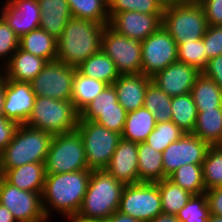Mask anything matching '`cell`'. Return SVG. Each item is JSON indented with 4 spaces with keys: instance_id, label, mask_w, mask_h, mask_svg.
<instances>
[{
    "instance_id": "1",
    "label": "cell",
    "mask_w": 222,
    "mask_h": 222,
    "mask_svg": "<svg viewBox=\"0 0 222 222\" xmlns=\"http://www.w3.org/2000/svg\"><path fill=\"white\" fill-rule=\"evenodd\" d=\"M91 171L84 169L70 173L46 174L41 197L47 219L51 212L49 207L62 213L64 217L78 214L87 192Z\"/></svg>"
},
{
    "instance_id": "2",
    "label": "cell",
    "mask_w": 222,
    "mask_h": 222,
    "mask_svg": "<svg viewBox=\"0 0 222 222\" xmlns=\"http://www.w3.org/2000/svg\"><path fill=\"white\" fill-rule=\"evenodd\" d=\"M104 24L71 17L57 39L58 61L77 68L101 50Z\"/></svg>"
},
{
    "instance_id": "3",
    "label": "cell",
    "mask_w": 222,
    "mask_h": 222,
    "mask_svg": "<svg viewBox=\"0 0 222 222\" xmlns=\"http://www.w3.org/2000/svg\"><path fill=\"white\" fill-rule=\"evenodd\" d=\"M124 184L103 170H92L87 192L78 216L96 222H105L119 210Z\"/></svg>"
},
{
    "instance_id": "4",
    "label": "cell",
    "mask_w": 222,
    "mask_h": 222,
    "mask_svg": "<svg viewBox=\"0 0 222 222\" xmlns=\"http://www.w3.org/2000/svg\"><path fill=\"white\" fill-rule=\"evenodd\" d=\"M53 134L26 124L19 125L13 139L0 152V173L29 163H45Z\"/></svg>"
},
{
    "instance_id": "5",
    "label": "cell",
    "mask_w": 222,
    "mask_h": 222,
    "mask_svg": "<svg viewBox=\"0 0 222 222\" xmlns=\"http://www.w3.org/2000/svg\"><path fill=\"white\" fill-rule=\"evenodd\" d=\"M162 26L176 44H183L202 39L209 25L201 4L186 1L164 8Z\"/></svg>"
},
{
    "instance_id": "6",
    "label": "cell",
    "mask_w": 222,
    "mask_h": 222,
    "mask_svg": "<svg viewBox=\"0 0 222 222\" xmlns=\"http://www.w3.org/2000/svg\"><path fill=\"white\" fill-rule=\"evenodd\" d=\"M78 119L79 113L71 100L36 96L26 125L55 135L76 130Z\"/></svg>"
},
{
    "instance_id": "7",
    "label": "cell",
    "mask_w": 222,
    "mask_h": 222,
    "mask_svg": "<svg viewBox=\"0 0 222 222\" xmlns=\"http://www.w3.org/2000/svg\"><path fill=\"white\" fill-rule=\"evenodd\" d=\"M88 169L84 143L77 130L55 134L45 161L46 174L70 173Z\"/></svg>"
},
{
    "instance_id": "8",
    "label": "cell",
    "mask_w": 222,
    "mask_h": 222,
    "mask_svg": "<svg viewBox=\"0 0 222 222\" xmlns=\"http://www.w3.org/2000/svg\"><path fill=\"white\" fill-rule=\"evenodd\" d=\"M76 130L84 143L88 169H105L116 150L121 134L88 120H78Z\"/></svg>"
},
{
    "instance_id": "9",
    "label": "cell",
    "mask_w": 222,
    "mask_h": 222,
    "mask_svg": "<svg viewBox=\"0 0 222 222\" xmlns=\"http://www.w3.org/2000/svg\"><path fill=\"white\" fill-rule=\"evenodd\" d=\"M119 212L142 222H149L162 213V201L157 183L140 182L125 185Z\"/></svg>"
},
{
    "instance_id": "10",
    "label": "cell",
    "mask_w": 222,
    "mask_h": 222,
    "mask_svg": "<svg viewBox=\"0 0 222 222\" xmlns=\"http://www.w3.org/2000/svg\"><path fill=\"white\" fill-rule=\"evenodd\" d=\"M101 50L112 59L120 74L142 73L141 41L138 39L125 37L105 25Z\"/></svg>"
},
{
    "instance_id": "11",
    "label": "cell",
    "mask_w": 222,
    "mask_h": 222,
    "mask_svg": "<svg viewBox=\"0 0 222 222\" xmlns=\"http://www.w3.org/2000/svg\"><path fill=\"white\" fill-rule=\"evenodd\" d=\"M141 53L142 74L150 78L178 61L177 44L162 25L141 41Z\"/></svg>"
},
{
    "instance_id": "12",
    "label": "cell",
    "mask_w": 222,
    "mask_h": 222,
    "mask_svg": "<svg viewBox=\"0 0 222 222\" xmlns=\"http://www.w3.org/2000/svg\"><path fill=\"white\" fill-rule=\"evenodd\" d=\"M77 68L58 60L47 62L42 71L30 82L36 96L71 100L73 78Z\"/></svg>"
},
{
    "instance_id": "13",
    "label": "cell",
    "mask_w": 222,
    "mask_h": 222,
    "mask_svg": "<svg viewBox=\"0 0 222 222\" xmlns=\"http://www.w3.org/2000/svg\"><path fill=\"white\" fill-rule=\"evenodd\" d=\"M42 192L23 191L0 177V204L6 207L17 222H46Z\"/></svg>"
},
{
    "instance_id": "14",
    "label": "cell",
    "mask_w": 222,
    "mask_h": 222,
    "mask_svg": "<svg viewBox=\"0 0 222 222\" xmlns=\"http://www.w3.org/2000/svg\"><path fill=\"white\" fill-rule=\"evenodd\" d=\"M209 147L210 145L198 136L185 133L162 152L164 175L168 178L185 164L202 165Z\"/></svg>"
},
{
    "instance_id": "15",
    "label": "cell",
    "mask_w": 222,
    "mask_h": 222,
    "mask_svg": "<svg viewBox=\"0 0 222 222\" xmlns=\"http://www.w3.org/2000/svg\"><path fill=\"white\" fill-rule=\"evenodd\" d=\"M36 94L30 82L7 80L5 83L4 115L18 125L26 124L34 106Z\"/></svg>"
},
{
    "instance_id": "16",
    "label": "cell",
    "mask_w": 222,
    "mask_h": 222,
    "mask_svg": "<svg viewBox=\"0 0 222 222\" xmlns=\"http://www.w3.org/2000/svg\"><path fill=\"white\" fill-rule=\"evenodd\" d=\"M5 2L0 15L19 38L39 28L41 10L38 0H6Z\"/></svg>"
},
{
    "instance_id": "17",
    "label": "cell",
    "mask_w": 222,
    "mask_h": 222,
    "mask_svg": "<svg viewBox=\"0 0 222 222\" xmlns=\"http://www.w3.org/2000/svg\"><path fill=\"white\" fill-rule=\"evenodd\" d=\"M200 74L197 68L176 61L152 77V82L170 97H177L190 93Z\"/></svg>"
},
{
    "instance_id": "18",
    "label": "cell",
    "mask_w": 222,
    "mask_h": 222,
    "mask_svg": "<svg viewBox=\"0 0 222 222\" xmlns=\"http://www.w3.org/2000/svg\"><path fill=\"white\" fill-rule=\"evenodd\" d=\"M162 15L137 11L116 13L110 19L109 26L125 37L144 41L162 25Z\"/></svg>"
},
{
    "instance_id": "19",
    "label": "cell",
    "mask_w": 222,
    "mask_h": 222,
    "mask_svg": "<svg viewBox=\"0 0 222 222\" xmlns=\"http://www.w3.org/2000/svg\"><path fill=\"white\" fill-rule=\"evenodd\" d=\"M105 170L124 185L138 184V143L121 138Z\"/></svg>"
},
{
    "instance_id": "20",
    "label": "cell",
    "mask_w": 222,
    "mask_h": 222,
    "mask_svg": "<svg viewBox=\"0 0 222 222\" xmlns=\"http://www.w3.org/2000/svg\"><path fill=\"white\" fill-rule=\"evenodd\" d=\"M151 82L152 78L142 73L120 74L113 82L118 102L127 113L144 106L145 92Z\"/></svg>"
},
{
    "instance_id": "21",
    "label": "cell",
    "mask_w": 222,
    "mask_h": 222,
    "mask_svg": "<svg viewBox=\"0 0 222 222\" xmlns=\"http://www.w3.org/2000/svg\"><path fill=\"white\" fill-rule=\"evenodd\" d=\"M47 60L22 50L20 47L8 62L5 61V71L1 74L7 80L31 82L47 64Z\"/></svg>"
},
{
    "instance_id": "22",
    "label": "cell",
    "mask_w": 222,
    "mask_h": 222,
    "mask_svg": "<svg viewBox=\"0 0 222 222\" xmlns=\"http://www.w3.org/2000/svg\"><path fill=\"white\" fill-rule=\"evenodd\" d=\"M45 163H29L8 169L2 177L11 185L30 192H42L45 182Z\"/></svg>"
},
{
    "instance_id": "23",
    "label": "cell",
    "mask_w": 222,
    "mask_h": 222,
    "mask_svg": "<svg viewBox=\"0 0 222 222\" xmlns=\"http://www.w3.org/2000/svg\"><path fill=\"white\" fill-rule=\"evenodd\" d=\"M38 3L41 10L39 28L58 39L72 17L67 0H38Z\"/></svg>"
},
{
    "instance_id": "24",
    "label": "cell",
    "mask_w": 222,
    "mask_h": 222,
    "mask_svg": "<svg viewBox=\"0 0 222 222\" xmlns=\"http://www.w3.org/2000/svg\"><path fill=\"white\" fill-rule=\"evenodd\" d=\"M154 115L144 106L127 113L121 138L135 143L145 142L156 126Z\"/></svg>"
},
{
    "instance_id": "25",
    "label": "cell",
    "mask_w": 222,
    "mask_h": 222,
    "mask_svg": "<svg viewBox=\"0 0 222 222\" xmlns=\"http://www.w3.org/2000/svg\"><path fill=\"white\" fill-rule=\"evenodd\" d=\"M139 183H156L164 178L162 152L154 150L145 142L138 143Z\"/></svg>"
},
{
    "instance_id": "26",
    "label": "cell",
    "mask_w": 222,
    "mask_h": 222,
    "mask_svg": "<svg viewBox=\"0 0 222 222\" xmlns=\"http://www.w3.org/2000/svg\"><path fill=\"white\" fill-rule=\"evenodd\" d=\"M77 70L84 76L97 79L107 85H112L120 76L115 63L102 50L86 59L77 67Z\"/></svg>"
},
{
    "instance_id": "27",
    "label": "cell",
    "mask_w": 222,
    "mask_h": 222,
    "mask_svg": "<svg viewBox=\"0 0 222 222\" xmlns=\"http://www.w3.org/2000/svg\"><path fill=\"white\" fill-rule=\"evenodd\" d=\"M210 146L222 143V108H214L198 112L192 132Z\"/></svg>"
},
{
    "instance_id": "28",
    "label": "cell",
    "mask_w": 222,
    "mask_h": 222,
    "mask_svg": "<svg viewBox=\"0 0 222 222\" xmlns=\"http://www.w3.org/2000/svg\"><path fill=\"white\" fill-rule=\"evenodd\" d=\"M19 47L35 56L55 61L57 59V39L41 28L32 30L19 39Z\"/></svg>"
},
{
    "instance_id": "29",
    "label": "cell",
    "mask_w": 222,
    "mask_h": 222,
    "mask_svg": "<svg viewBox=\"0 0 222 222\" xmlns=\"http://www.w3.org/2000/svg\"><path fill=\"white\" fill-rule=\"evenodd\" d=\"M190 93L197 107V112L222 108V90L202 72L197 77Z\"/></svg>"
},
{
    "instance_id": "30",
    "label": "cell",
    "mask_w": 222,
    "mask_h": 222,
    "mask_svg": "<svg viewBox=\"0 0 222 222\" xmlns=\"http://www.w3.org/2000/svg\"><path fill=\"white\" fill-rule=\"evenodd\" d=\"M107 86L106 83L86 77L76 70L73 78L71 98L75 110L80 113Z\"/></svg>"
},
{
    "instance_id": "31",
    "label": "cell",
    "mask_w": 222,
    "mask_h": 222,
    "mask_svg": "<svg viewBox=\"0 0 222 222\" xmlns=\"http://www.w3.org/2000/svg\"><path fill=\"white\" fill-rule=\"evenodd\" d=\"M127 112L117 102V108L108 109H83L78 120L94 121L95 123L122 134Z\"/></svg>"
},
{
    "instance_id": "32",
    "label": "cell",
    "mask_w": 222,
    "mask_h": 222,
    "mask_svg": "<svg viewBox=\"0 0 222 222\" xmlns=\"http://www.w3.org/2000/svg\"><path fill=\"white\" fill-rule=\"evenodd\" d=\"M156 183L160 191L163 213L176 215L193 195L169 178H164Z\"/></svg>"
},
{
    "instance_id": "33",
    "label": "cell",
    "mask_w": 222,
    "mask_h": 222,
    "mask_svg": "<svg viewBox=\"0 0 222 222\" xmlns=\"http://www.w3.org/2000/svg\"><path fill=\"white\" fill-rule=\"evenodd\" d=\"M171 121L185 133H192L198 115L191 93L172 97Z\"/></svg>"
},
{
    "instance_id": "34",
    "label": "cell",
    "mask_w": 222,
    "mask_h": 222,
    "mask_svg": "<svg viewBox=\"0 0 222 222\" xmlns=\"http://www.w3.org/2000/svg\"><path fill=\"white\" fill-rule=\"evenodd\" d=\"M72 17L109 25L107 0H67Z\"/></svg>"
},
{
    "instance_id": "35",
    "label": "cell",
    "mask_w": 222,
    "mask_h": 222,
    "mask_svg": "<svg viewBox=\"0 0 222 222\" xmlns=\"http://www.w3.org/2000/svg\"><path fill=\"white\" fill-rule=\"evenodd\" d=\"M168 178L193 195L206 192L202 165L185 164L175 170Z\"/></svg>"
},
{
    "instance_id": "36",
    "label": "cell",
    "mask_w": 222,
    "mask_h": 222,
    "mask_svg": "<svg viewBox=\"0 0 222 222\" xmlns=\"http://www.w3.org/2000/svg\"><path fill=\"white\" fill-rule=\"evenodd\" d=\"M172 97L160 90L154 82H151L145 92L144 107L155 117L157 123L171 121Z\"/></svg>"
},
{
    "instance_id": "37",
    "label": "cell",
    "mask_w": 222,
    "mask_h": 222,
    "mask_svg": "<svg viewBox=\"0 0 222 222\" xmlns=\"http://www.w3.org/2000/svg\"><path fill=\"white\" fill-rule=\"evenodd\" d=\"M206 190L222 186V148L210 146L202 164Z\"/></svg>"
},
{
    "instance_id": "38",
    "label": "cell",
    "mask_w": 222,
    "mask_h": 222,
    "mask_svg": "<svg viewBox=\"0 0 222 222\" xmlns=\"http://www.w3.org/2000/svg\"><path fill=\"white\" fill-rule=\"evenodd\" d=\"M185 134L172 121L156 123L155 129L147 137L145 143L158 152H163L172 142H176Z\"/></svg>"
},
{
    "instance_id": "39",
    "label": "cell",
    "mask_w": 222,
    "mask_h": 222,
    "mask_svg": "<svg viewBox=\"0 0 222 222\" xmlns=\"http://www.w3.org/2000/svg\"><path fill=\"white\" fill-rule=\"evenodd\" d=\"M108 16L111 19L116 13L137 11L146 14H163L164 8L156 0H107Z\"/></svg>"
},
{
    "instance_id": "40",
    "label": "cell",
    "mask_w": 222,
    "mask_h": 222,
    "mask_svg": "<svg viewBox=\"0 0 222 222\" xmlns=\"http://www.w3.org/2000/svg\"><path fill=\"white\" fill-rule=\"evenodd\" d=\"M178 61L191 65L202 72L208 63L203 38L177 44Z\"/></svg>"
},
{
    "instance_id": "41",
    "label": "cell",
    "mask_w": 222,
    "mask_h": 222,
    "mask_svg": "<svg viewBox=\"0 0 222 222\" xmlns=\"http://www.w3.org/2000/svg\"><path fill=\"white\" fill-rule=\"evenodd\" d=\"M210 215L206 194L192 195L187 204L176 214L181 222H207Z\"/></svg>"
},
{
    "instance_id": "42",
    "label": "cell",
    "mask_w": 222,
    "mask_h": 222,
    "mask_svg": "<svg viewBox=\"0 0 222 222\" xmlns=\"http://www.w3.org/2000/svg\"><path fill=\"white\" fill-rule=\"evenodd\" d=\"M19 39L20 38L0 15V58H2V61L5 57L7 58V62L10 60L12 55L19 48Z\"/></svg>"
},
{
    "instance_id": "43",
    "label": "cell",
    "mask_w": 222,
    "mask_h": 222,
    "mask_svg": "<svg viewBox=\"0 0 222 222\" xmlns=\"http://www.w3.org/2000/svg\"><path fill=\"white\" fill-rule=\"evenodd\" d=\"M203 43L208 61L222 55V25H209L203 36Z\"/></svg>"
},
{
    "instance_id": "44",
    "label": "cell",
    "mask_w": 222,
    "mask_h": 222,
    "mask_svg": "<svg viewBox=\"0 0 222 222\" xmlns=\"http://www.w3.org/2000/svg\"><path fill=\"white\" fill-rule=\"evenodd\" d=\"M117 92L113 85H108L96 96L84 109H108L117 108Z\"/></svg>"
},
{
    "instance_id": "45",
    "label": "cell",
    "mask_w": 222,
    "mask_h": 222,
    "mask_svg": "<svg viewBox=\"0 0 222 222\" xmlns=\"http://www.w3.org/2000/svg\"><path fill=\"white\" fill-rule=\"evenodd\" d=\"M208 25H222V0H201Z\"/></svg>"
},
{
    "instance_id": "46",
    "label": "cell",
    "mask_w": 222,
    "mask_h": 222,
    "mask_svg": "<svg viewBox=\"0 0 222 222\" xmlns=\"http://www.w3.org/2000/svg\"><path fill=\"white\" fill-rule=\"evenodd\" d=\"M19 125L5 116L0 118V152L7 147Z\"/></svg>"
},
{
    "instance_id": "47",
    "label": "cell",
    "mask_w": 222,
    "mask_h": 222,
    "mask_svg": "<svg viewBox=\"0 0 222 222\" xmlns=\"http://www.w3.org/2000/svg\"><path fill=\"white\" fill-rule=\"evenodd\" d=\"M202 73L211 78L222 90V55L209 60Z\"/></svg>"
},
{
    "instance_id": "48",
    "label": "cell",
    "mask_w": 222,
    "mask_h": 222,
    "mask_svg": "<svg viewBox=\"0 0 222 222\" xmlns=\"http://www.w3.org/2000/svg\"><path fill=\"white\" fill-rule=\"evenodd\" d=\"M209 204L210 214L222 216V188L216 187L205 192Z\"/></svg>"
},
{
    "instance_id": "49",
    "label": "cell",
    "mask_w": 222,
    "mask_h": 222,
    "mask_svg": "<svg viewBox=\"0 0 222 222\" xmlns=\"http://www.w3.org/2000/svg\"><path fill=\"white\" fill-rule=\"evenodd\" d=\"M105 222H142L119 211L114 212Z\"/></svg>"
},
{
    "instance_id": "50",
    "label": "cell",
    "mask_w": 222,
    "mask_h": 222,
    "mask_svg": "<svg viewBox=\"0 0 222 222\" xmlns=\"http://www.w3.org/2000/svg\"><path fill=\"white\" fill-rule=\"evenodd\" d=\"M5 83L6 78L1 74L0 70V118L4 117V102H5Z\"/></svg>"
},
{
    "instance_id": "51",
    "label": "cell",
    "mask_w": 222,
    "mask_h": 222,
    "mask_svg": "<svg viewBox=\"0 0 222 222\" xmlns=\"http://www.w3.org/2000/svg\"><path fill=\"white\" fill-rule=\"evenodd\" d=\"M149 222H181V221L178 220L176 215H170L162 212Z\"/></svg>"
},
{
    "instance_id": "52",
    "label": "cell",
    "mask_w": 222,
    "mask_h": 222,
    "mask_svg": "<svg viewBox=\"0 0 222 222\" xmlns=\"http://www.w3.org/2000/svg\"><path fill=\"white\" fill-rule=\"evenodd\" d=\"M0 222H17L13 214L0 204Z\"/></svg>"
},
{
    "instance_id": "53",
    "label": "cell",
    "mask_w": 222,
    "mask_h": 222,
    "mask_svg": "<svg viewBox=\"0 0 222 222\" xmlns=\"http://www.w3.org/2000/svg\"><path fill=\"white\" fill-rule=\"evenodd\" d=\"M67 219H70L69 222H96L89 219H83L79 217L78 215H70L66 217Z\"/></svg>"
},
{
    "instance_id": "54",
    "label": "cell",
    "mask_w": 222,
    "mask_h": 222,
    "mask_svg": "<svg viewBox=\"0 0 222 222\" xmlns=\"http://www.w3.org/2000/svg\"><path fill=\"white\" fill-rule=\"evenodd\" d=\"M156 1H158L163 8L170 7L180 2L179 0H156Z\"/></svg>"
},
{
    "instance_id": "55",
    "label": "cell",
    "mask_w": 222,
    "mask_h": 222,
    "mask_svg": "<svg viewBox=\"0 0 222 222\" xmlns=\"http://www.w3.org/2000/svg\"><path fill=\"white\" fill-rule=\"evenodd\" d=\"M207 222H222V216L210 214Z\"/></svg>"
},
{
    "instance_id": "56",
    "label": "cell",
    "mask_w": 222,
    "mask_h": 222,
    "mask_svg": "<svg viewBox=\"0 0 222 222\" xmlns=\"http://www.w3.org/2000/svg\"><path fill=\"white\" fill-rule=\"evenodd\" d=\"M180 2H186V1H193L196 2V0H179Z\"/></svg>"
}]
</instances>
